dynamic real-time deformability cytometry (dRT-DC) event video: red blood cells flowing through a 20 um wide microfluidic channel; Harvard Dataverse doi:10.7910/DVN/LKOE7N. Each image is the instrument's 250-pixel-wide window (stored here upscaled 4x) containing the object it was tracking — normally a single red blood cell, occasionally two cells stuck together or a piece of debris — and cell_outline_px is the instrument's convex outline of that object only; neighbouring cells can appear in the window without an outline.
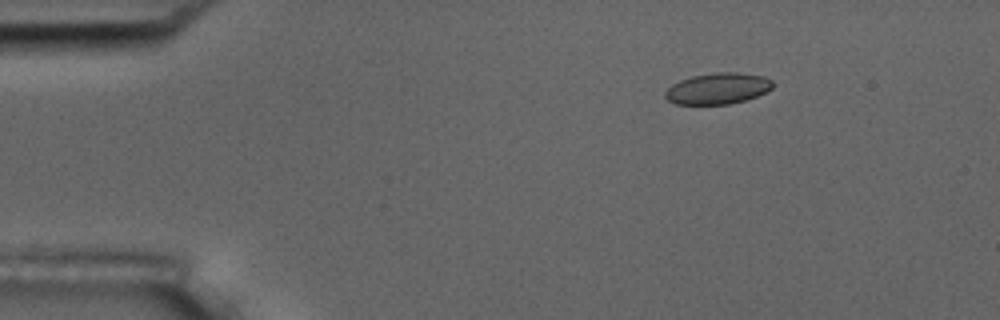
{"species": "common noctule bat (a hibernating species)", "species_latin": "Nyctalus noctula", "temperature_condition": "room temperature", "stored_images_in_passage": 5, "camera_frame_rate_fps": 3000, "um_per_image_px": 0.085, "animal": {"sex": "male", "body_mass_g": 17.5, "forearm_length_mm": 52.3}, "frame": {"image": 1, "passage_image": 3, "time_ms": 2.0, "image_size_px": [1000, 320], "cell_outline_px": [[772, 88], [768, 92], [744, 100], [728, 104], [676, 104], [668, 100], [664, 96], [664, 92], [672, 84], [680, 80], [692, 76], [716, 72], [736, 72], [764, 76], [772, 80]], "centroid_in_image_um": [61.01, 7.52], "position_along_channel_um": 24.0, "area_um2": 19.54}}